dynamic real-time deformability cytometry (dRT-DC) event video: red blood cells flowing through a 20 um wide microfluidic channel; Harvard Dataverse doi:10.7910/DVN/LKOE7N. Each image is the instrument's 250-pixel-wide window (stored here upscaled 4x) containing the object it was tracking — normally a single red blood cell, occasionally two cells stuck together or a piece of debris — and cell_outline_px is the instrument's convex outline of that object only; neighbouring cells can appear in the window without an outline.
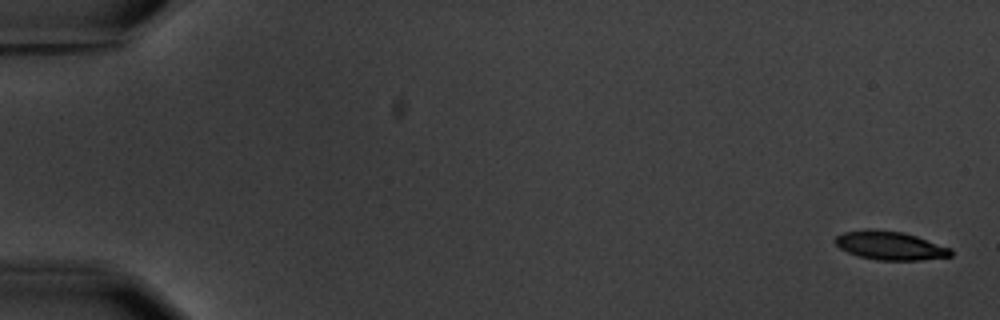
{"species": "common noctule bat (a hibernating species)", "species_latin": "Nyctalus noctula", "temperature_condition": "warm", "stored_images_in_passage": 5, "camera_frame_rate_fps": 3000, "um_per_image_px": 0.085, "animal": {"sex": "male", "body_mass_g": 20.1, "forearm_length_mm": 53.5}, "frame": {"image": 1, "passage_image": 1, "time_ms": 0.0, "image_size_px": [1000, 320], "cell_outline_px": [[952, 256], [920, 260], [876, 260], [860, 256], [848, 252], [840, 248], [832, 240], [836, 236], [844, 232], [864, 228], [868, 228], [904, 232], [952, 248]], "centroid_in_image_um": [75.64, 20.86], "position_along_channel_um": 9.4, "area_um2": 19.42}}
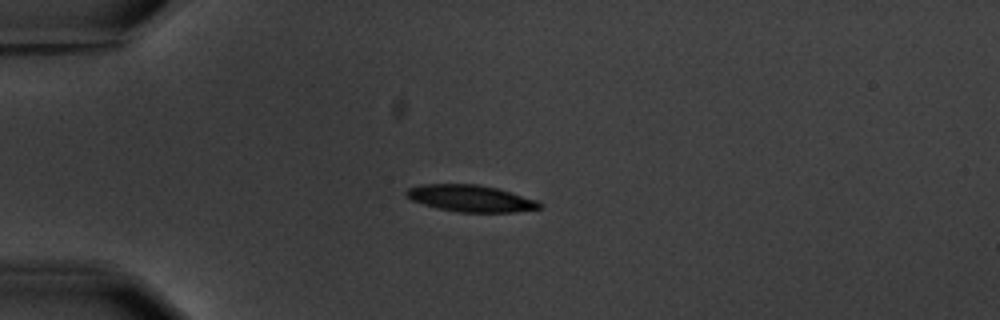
{"frame": {"image": 2, "passage_image": 5, "time_ms": 4.667, "image_size_px": [1000, 320], "cell_outline_px": [[544, 204], [540, 208], [516, 212], [460, 212], [436, 208], [412, 200], [404, 192], [408, 188], [420, 184], [476, 184], [496, 188], [536, 200]], "centroid_in_image_um": [39.99, 16.86], "position_along_channel_um": 45.0, "area_um2": 20.58}}